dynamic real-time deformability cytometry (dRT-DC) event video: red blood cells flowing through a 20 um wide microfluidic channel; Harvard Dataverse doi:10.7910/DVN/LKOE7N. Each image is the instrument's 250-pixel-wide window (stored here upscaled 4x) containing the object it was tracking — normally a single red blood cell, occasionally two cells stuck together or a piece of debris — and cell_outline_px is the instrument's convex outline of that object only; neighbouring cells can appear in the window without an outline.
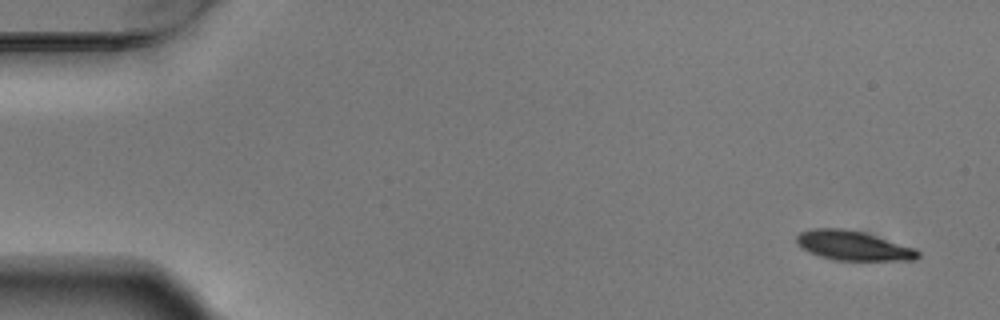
{"species": "Egyptian fruit bat (a non-hibernating species)", "species_latin": "Rousettus aegyptiacus", "temperature_condition": "warm", "stored_images_in_passage": 3, "camera_frame_rate_fps": 3000, "um_per_image_px": 0.085, "animal": {"sex": "male"}, "frame": {"image": 1, "passage_image": 1, "time_ms": 0.0, "image_size_px": [1000, 320], "cell_outline_px": [[920, 256], [916, 260], [832, 260], [808, 252], [796, 240], [796, 236], [800, 232], [812, 228], [844, 228], [864, 232], [916, 248], [920, 252]], "centroid_in_image_um": [72.55, 20.87], "position_along_channel_um": 12.5, "area_um2": 20.92}}
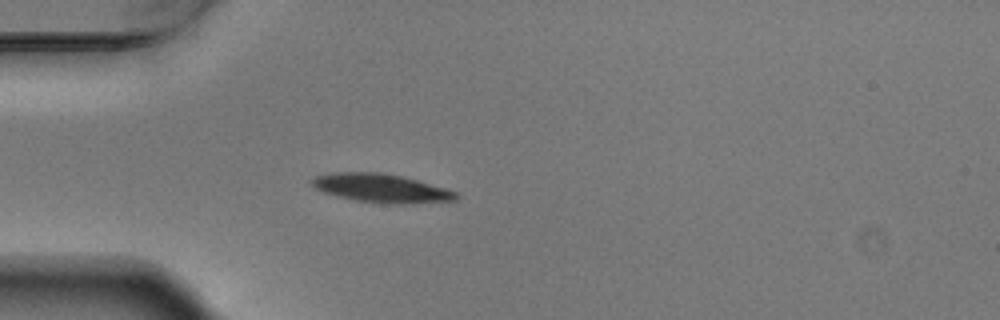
{"frame": {"image": 2, "passage_image": 3, "time_ms": 0.667, "image_size_px": [1000, 320], "cell_outline_px": [[460, 196], [456, 200], [412, 204], [388, 204], [356, 200], [336, 196], [324, 192], [316, 188], [308, 180], [316, 176], [332, 172], [380, 172], [400, 176], [416, 180], [444, 188], [456, 192]], "centroid_in_image_um": [32.39, 16.0], "position_along_channel_um": 52.6, "area_um2": 23.99}}